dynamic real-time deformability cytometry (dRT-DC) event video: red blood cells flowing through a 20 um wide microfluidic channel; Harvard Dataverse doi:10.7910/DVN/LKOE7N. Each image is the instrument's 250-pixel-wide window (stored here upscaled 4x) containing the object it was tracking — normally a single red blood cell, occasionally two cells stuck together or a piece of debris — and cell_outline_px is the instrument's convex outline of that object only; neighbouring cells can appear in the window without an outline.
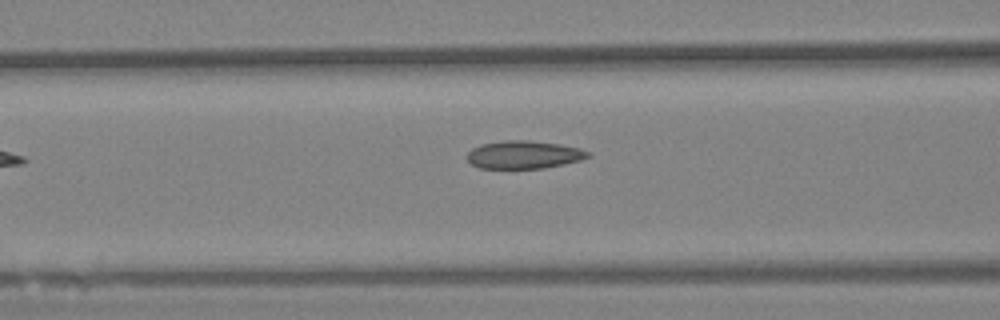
{"species": "Egyptian fruit bat (a non-hibernating species)", "species_latin": "Rousettus aegyptiacus", "temperature_condition": "warm", "stored_images_in_passage": 31, "camera_frame_rate_fps": 3000, "um_per_image_px": 0.085, "animal": {"sex": "female"}, "frame": {"image": 1, "passage_image": 7, "time_ms": 2.0, "image_size_px": [1000, 320], "cell_outline_px": [[592, 156], [580, 160], [564, 164], [544, 168], [480, 168], [472, 164], [468, 160], [468, 152], [472, 148], [480, 144], [504, 140], [528, 140], [560, 144], [580, 148], [592, 152]], "centroid_in_image_um": [44.57, 13.14], "position_along_channel_um": 122.0, "area_um2": 19.77}}
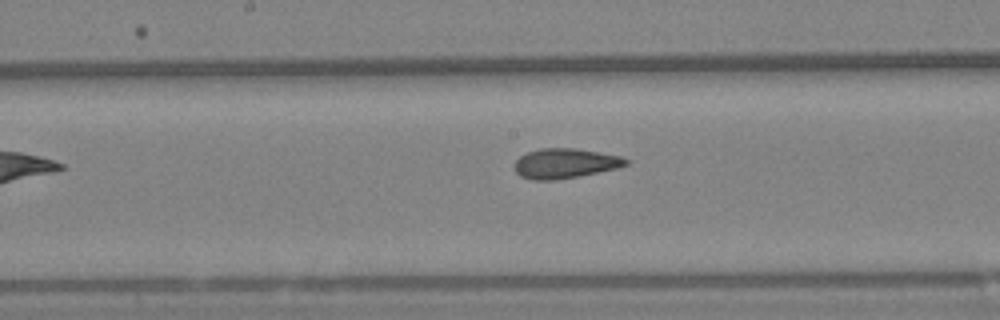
{"frame": {"image": 2, "passage_image": 14, "time_ms": 4.333, "image_size_px": [1000, 320], "cell_outline_px": [[632, 160], [628, 164], [616, 168], [580, 176], [552, 180], [532, 180], [520, 176], [516, 172], [512, 164], [520, 156], [528, 152], [540, 148], [576, 148], [620, 156]], "centroid_in_image_um": [48.01, 13.88], "position_along_channel_um": 200.2, "area_um2": 19.48}}
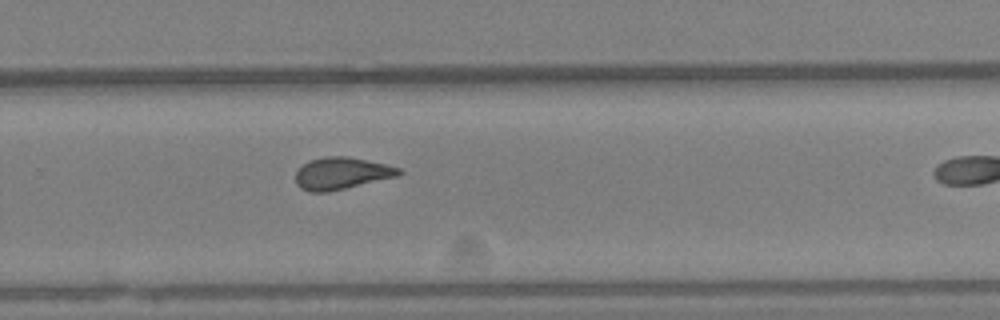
{"frame": {"image": 3, "passage_image": 23, "time_ms": 7.333, "image_size_px": [1000, 320], "cell_outline_px": [[404, 172], [396, 176], [328, 192], [308, 192], [300, 188], [296, 184], [296, 172], [304, 164], [312, 160], [324, 156], [348, 156], [384, 164], [400, 168]], "centroid_in_image_um": [29.0, 14.74], "position_along_channel_um": 300.8, "area_um2": 19.02}}